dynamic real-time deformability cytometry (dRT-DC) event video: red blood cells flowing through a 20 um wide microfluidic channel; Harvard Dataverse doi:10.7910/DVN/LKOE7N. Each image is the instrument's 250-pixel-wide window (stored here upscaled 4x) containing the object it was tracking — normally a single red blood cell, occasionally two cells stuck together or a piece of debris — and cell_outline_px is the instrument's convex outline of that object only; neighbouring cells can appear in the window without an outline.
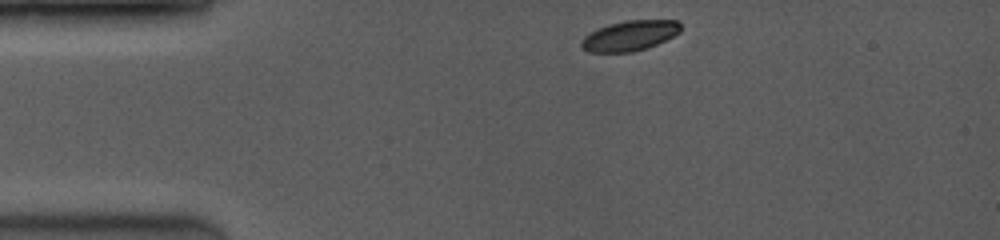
{"species": "common noctule bat (a hibernating species)", "species_latin": "Nyctalus noctula", "temperature_condition": "room temperature", "stored_images_in_passage": 3, "camera_frame_rate_fps": 3500, "um_per_image_px": 0.085, "animal": {"sex": "female", "body_mass_g": 19.0, "forearm_length_mm": 53.3}, "frame": {"image": 1, "passage_image": 1, "time_ms": 0.0, "image_size_px": [1000, 240], "cell_outline_px": [[680, 32], [648, 48], [632, 52], [588, 52], [580, 44], [580, 40], [584, 36], [600, 28], [612, 24], [628, 20], [676, 20], [680, 24]], "centroid_in_image_um": [53.53, 3.04], "position_along_channel_um": 31.5, "area_um2": 17.17}}